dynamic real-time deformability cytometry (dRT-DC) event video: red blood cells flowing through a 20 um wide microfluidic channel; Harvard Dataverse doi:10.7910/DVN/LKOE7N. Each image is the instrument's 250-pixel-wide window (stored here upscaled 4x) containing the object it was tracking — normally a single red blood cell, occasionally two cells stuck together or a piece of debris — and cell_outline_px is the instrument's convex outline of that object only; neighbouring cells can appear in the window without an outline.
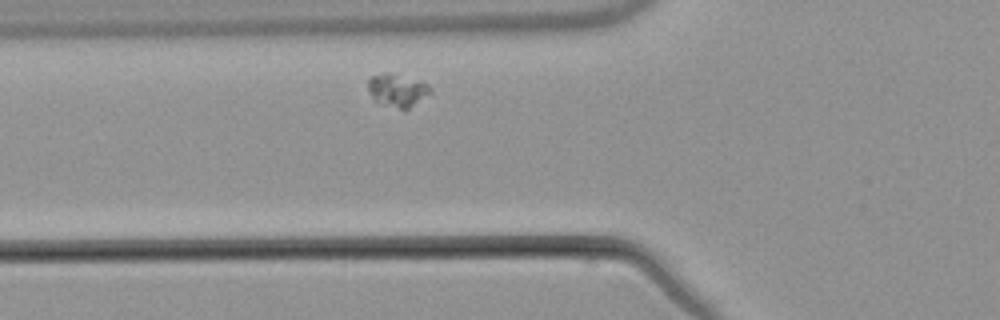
{"species": "common noctule bat (a hibernating species)", "species_latin": "Nyctalus noctula", "temperature_condition": "warm", "stored_images_in_passage": 6, "camera_frame_rate_fps": 3000, "um_per_image_px": 0.085, "animal": {"sex": "male", "body_mass_g": 21.5, "forearm_length_mm": 52.0}, "frame": {"image": 1, "passage_image": 6, "time_ms": 8.0, "image_size_px": [1000, 320], "cell_outline_px": [[432, 92], [404, 112], [376, 100], [368, 92], [368, 80], [372, 76], [384, 72], [388, 72], [428, 84], [432, 88]], "centroid_in_image_um": [33.78, 7.69], "position_along_channel_um": 92.0, "area_um2": 11.85}}